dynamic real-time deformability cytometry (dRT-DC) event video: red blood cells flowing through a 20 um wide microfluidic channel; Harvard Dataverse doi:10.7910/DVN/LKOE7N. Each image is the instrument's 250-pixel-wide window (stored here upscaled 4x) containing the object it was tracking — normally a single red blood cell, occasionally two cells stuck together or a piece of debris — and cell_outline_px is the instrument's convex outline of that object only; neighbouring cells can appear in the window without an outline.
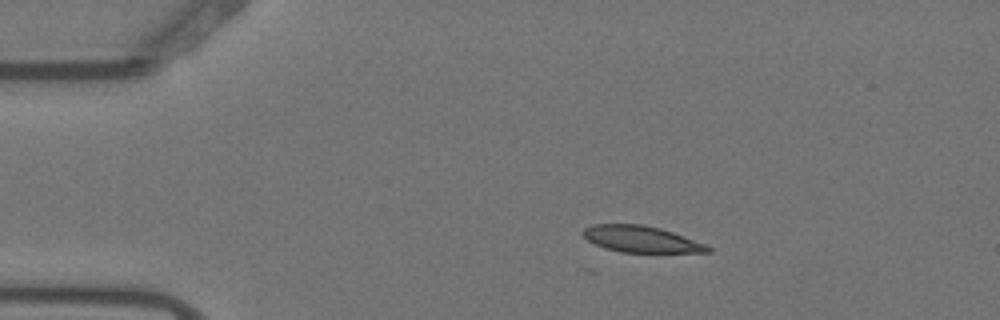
{"species": "Egyptian fruit bat (a non-hibernating species)", "species_latin": "Rousettus aegyptiacus", "temperature_condition": "warm", "stored_images_in_passage": 6, "camera_frame_rate_fps": 3000, "um_per_image_px": 0.085, "animal": {"sex": "female"}, "frame": {"image": 1, "passage_image": 3, "time_ms": 0.667, "image_size_px": [1000, 320], "cell_outline_px": [[712, 252], [620, 252], [604, 248], [588, 240], [580, 232], [584, 228], [592, 224], [644, 224], [660, 228], [672, 232], [704, 244], [712, 248]], "centroid_in_image_um": [54.45, 20.32], "position_along_channel_um": 30.6, "area_um2": 19.07}}
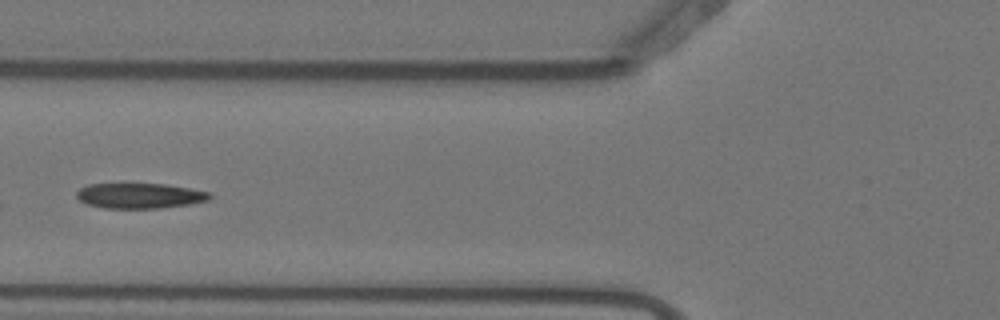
{"frame": {"image": 2, "passage_image": 6, "time_ms": 1.667, "image_size_px": [1000, 320], "cell_outline_px": [[212, 196], [208, 200], [188, 204], [160, 208], [104, 208], [88, 204], [80, 200], [76, 196], [76, 192], [80, 188], [88, 184], [164, 184], [188, 188], [208, 192]], "centroid_in_image_um": [11.85, 16.64], "position_along_channel_um": 114.0, "area_um2": 19.36}}